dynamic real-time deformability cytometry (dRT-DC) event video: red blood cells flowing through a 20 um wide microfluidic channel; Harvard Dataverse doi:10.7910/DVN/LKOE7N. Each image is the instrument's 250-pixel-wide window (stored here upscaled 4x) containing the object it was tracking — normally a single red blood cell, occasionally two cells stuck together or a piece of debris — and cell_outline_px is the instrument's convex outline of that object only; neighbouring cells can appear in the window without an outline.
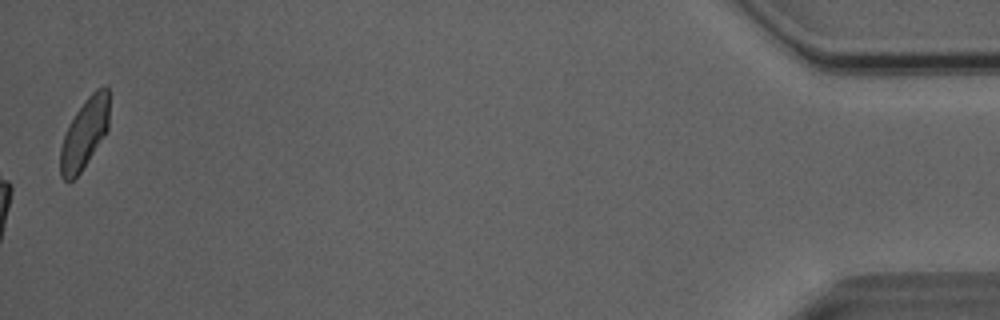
{"species": "Egyptian fruit bat (a non-hibernating species)", "species_latin": "Rousettus aegyptiacus", "temperature_condition": "room temperature", "stored_images_in_passage": 52, "camera_frame_rate_fps": 3000, "um_per_image_px": 0.085, "animal": {"sex": "male"}, "frame": {"image": 1, "passage_image": 52, "time_ms": 17.0, "image_size_px": [1000, 320], "cell_outline_px": [[108, 128], [104, 136], [80, 172], [72, 180], [64, 180], [60, 176], [60, 148], [68, 124], [84, 100], [96, 88], [104, 84], [108, 88]], "centroid_in_image_um": [7.17, 11.31], "position_along_channel_um": 428.0, "area_um2": 19.83}, "authors_computed_cell_mechanics": {"area_um2": 22.7154, "velocity_mm_per_s": 4.0701, "shape_relaxation_time_tau1_ms": 6.6487, "shape_relaxation_time_tau2_ms": 2.0065, "deformation_change_tau1": 0.1948, "deformation_change_tau2": 0.0968}}